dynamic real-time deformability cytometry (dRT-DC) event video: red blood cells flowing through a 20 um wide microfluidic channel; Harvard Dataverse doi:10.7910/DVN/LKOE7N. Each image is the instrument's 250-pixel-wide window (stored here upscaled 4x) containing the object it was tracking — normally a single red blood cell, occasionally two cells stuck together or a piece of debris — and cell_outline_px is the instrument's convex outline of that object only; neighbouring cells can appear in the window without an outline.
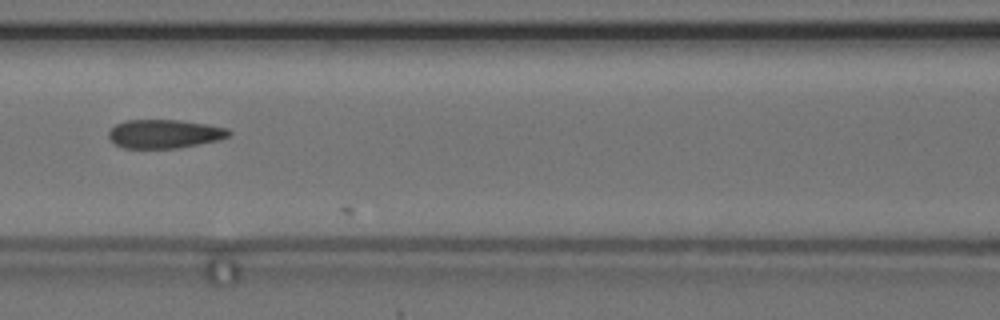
{"species": "common noctule bat (a hibernating species)", "species_latin": "Nyctalus noctula", "temperature_condition": "cold", "stored_images_in_passage": 9, "camera_frame_rate_fps": 3000, "um_per_image_px": 0.085, "animal": {"sex": "female", "body_mass_g": 24.6, "forearm_length_mm": 56.2}, "frame": {"image": 1, "passage_image": 7, "time_ms": 8.0, "image_size_px": [1000, 320], "cell_outline_px": [[232, 132], [228, 136], [220, 140], [180, 148], [124, 148], [116, 144], [108, 136], [108, 132], [116, 124], [128, 120], [180, 120], [208, 124], [228, 128]], "centroid_in_image_um": [14.03, 11.38], "position_along_channel_um": 152.6, "area_um2": 20.17}}
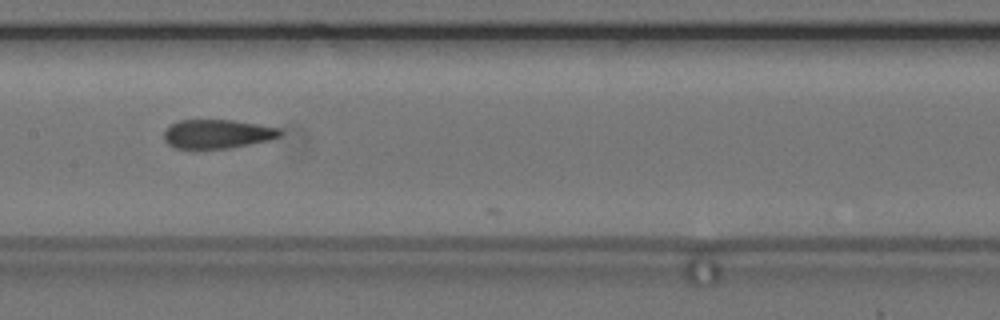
{"frame": {"image": 2, "passage_image": 8, "time_ms": 9.0, "image_size_px": [1000, 320], "cell_outline_px": [[284, 132], [280, 136], [268, 140], [228, 148], [196, 152], [176, 148], [168, 144], [164, 140], [164, 132], [172, 124], [180, 120], [232, 120], [280, 128]], "centroid_in_image_um": [18.43, 11.43], "position_along_channel_um": 189.0, "area_um2": 20.06}}
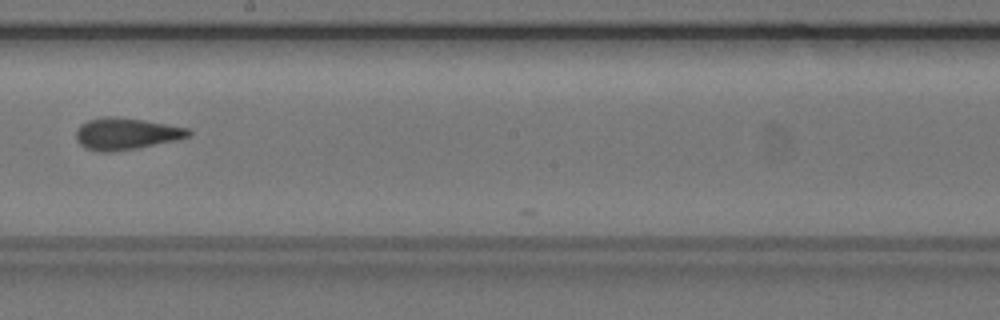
{"frame": {"image": 3, "passage_image": 9, "time_ms": 10.333, "image_size_px": [1000, 320], "cell_outline_px": [[192, 132], [188, 136], [176, 140], [136, 148], [108, 152], [96, 152], [84, 148], [76, 140], [76, 132], [80, 124], [88, 120], [104, 116], [116, 116], [144, 120], [188, 128]], "centroid_in_image_um": [10.67, 11.36], "position_along_channel_um": 237.5, "area_um2": 20.81}}